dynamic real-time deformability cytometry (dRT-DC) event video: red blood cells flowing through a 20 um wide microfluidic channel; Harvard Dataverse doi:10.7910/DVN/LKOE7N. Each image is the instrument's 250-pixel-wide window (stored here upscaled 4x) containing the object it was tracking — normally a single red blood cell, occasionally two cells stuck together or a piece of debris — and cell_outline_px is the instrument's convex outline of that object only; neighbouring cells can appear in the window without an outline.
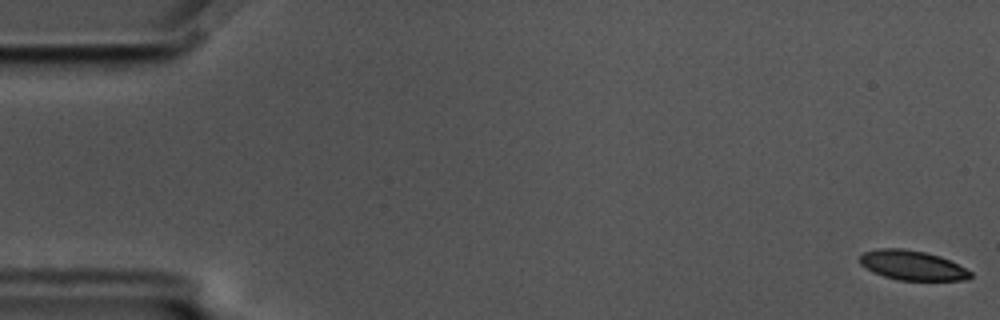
{"species": "common noctule bat (a hibernating species)", "species_latin": "Nyctalus noctula", "temperature_condition": "cold", "stored_images_in_passage": 16, "camera_frame_rate_fps": 3000, "um_per_image_px": 0.085, "animal": {"sex": "male", "body_mass_g": 17.5, "forearm_length_mm": 52.3}, "frame": {"image": 1, "passage_image": 1, "time_ms": 0.0, "image_size_px": [1000, 320], "cell_outline_px": [[972, 276], [968, 280], [896, 280], [872, 272], [860, 264], [860, 256], [864, 252], [876, 248], [900, 248], [924, 252], [940, 256], [972, 272]], "centroid_in_image_um": [77.51, 22.55], "position_along_channel_um": 7.5, "area_um2": 19.02}}
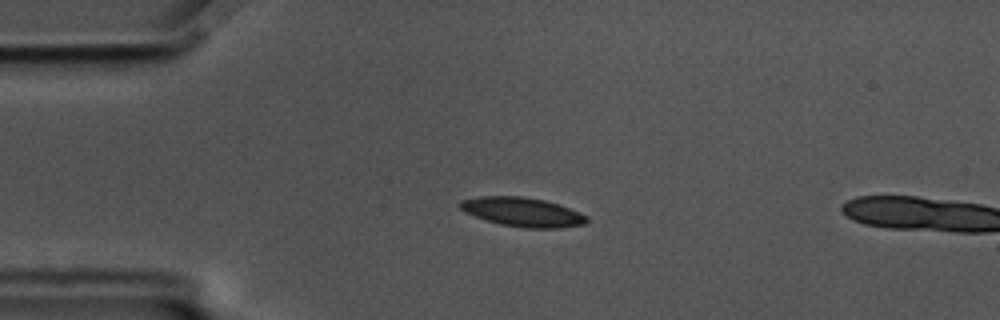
{"frame": {"image": 2, "passage_image": 14, "time_ms": 4.333, "image_size_px": [1000, 320], "cell_outline_px": [[588, 220], [584, 224], [560, 228], [524, 228], [500, 224], [464, 212], [456, 204], [460, 200], [480, 196], [520, 196], [544, 200], [560, 204], [580, 212], [588, 216]], "centroid_in_image_um": [44.41, 18.01], "position_along_channel_um": 40.6, "area_um2": 21.62}}